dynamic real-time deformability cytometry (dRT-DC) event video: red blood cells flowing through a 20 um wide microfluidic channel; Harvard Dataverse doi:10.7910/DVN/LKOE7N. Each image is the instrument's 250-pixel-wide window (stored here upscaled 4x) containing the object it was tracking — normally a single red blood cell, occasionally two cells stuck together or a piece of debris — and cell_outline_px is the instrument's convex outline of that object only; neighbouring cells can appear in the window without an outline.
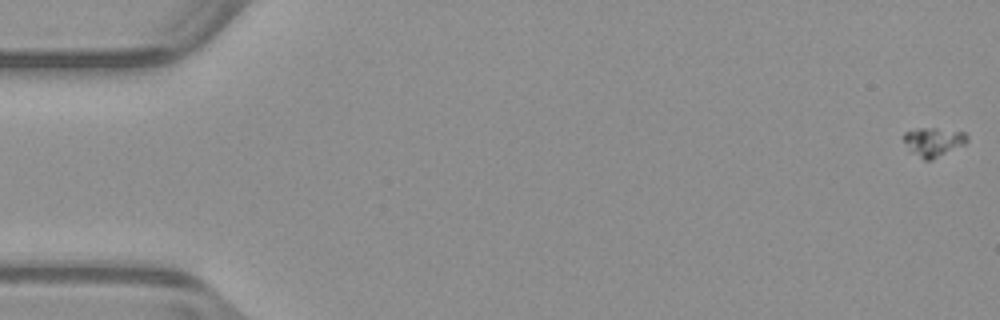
{"species": "common noctule bat (a hibernating species)", "species_latin": "Nyctalus noctula", "temperature_condition": "warm", "stored_images_in_passage": 54, "camera_frame_rate_fps": 3000, "um_per_image_px": 0.085, "animal": {"sex": "male", "body_mass_g": 23.1, "forearm_length_mm": 52.7}, "frame": {"image": 1, "passage_image": 1, "time_ms": 0.0, "image_size_px": [1000, 320], "cell_outline_px": [[968, 140], [964, 144], [932, 160], [924, 160], [912, 152], [904, 140], [904, 132], [920, 128], [936, 128], [964, 132], [968, 136]], "centroid_in_image_um": [79.36, 12.05], "position_along_channel_um": 5.6, "area_um2": 10.46}}
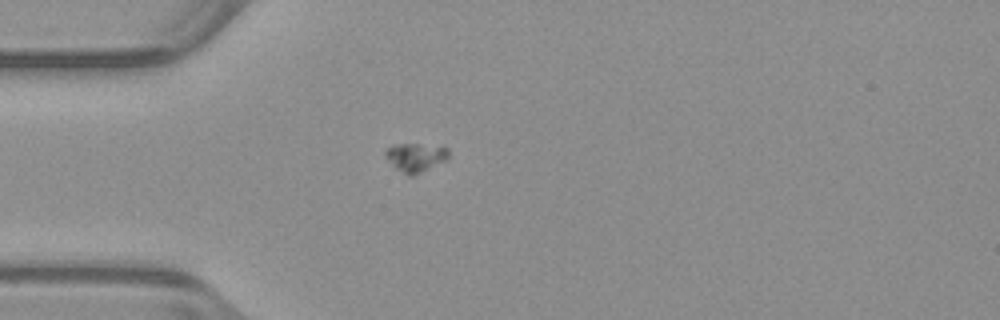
{"frame": {"image": 2, "passage_image": 16, "time_ms": 5.0, "image_size_px": [1000, 320], "cell_outline_px": [[448, 160], [412, 176], [408, 176], [396, 168], [384, 156], [384, 152], [392, 144], [416, 144], [448, 148]], "centroid_in_image_um": [35.31, 13.38], "position_along_channel_um": 49.7, "area_um2": 10.46}}
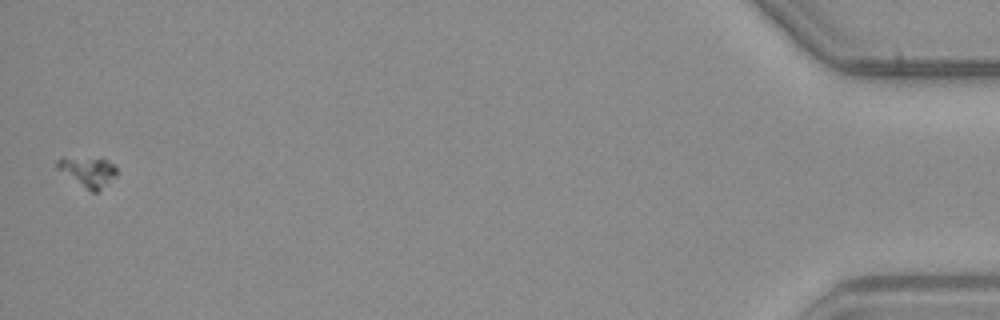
{"frame": {"image": 3, "passage_image": 54, "time_ms": 17.667, "image_size_px": [1000, 320], "cell_outline_px": [[116, 176], [96, 192], [92, 192], [56, 168], [56, 160], [60, 156], [64, 156], [104, 160], [116, 164]], "centroid_in_image_um": [7.44, 14.56], "position_along_channel_um": 427.8, "area_um2": 10.17}}